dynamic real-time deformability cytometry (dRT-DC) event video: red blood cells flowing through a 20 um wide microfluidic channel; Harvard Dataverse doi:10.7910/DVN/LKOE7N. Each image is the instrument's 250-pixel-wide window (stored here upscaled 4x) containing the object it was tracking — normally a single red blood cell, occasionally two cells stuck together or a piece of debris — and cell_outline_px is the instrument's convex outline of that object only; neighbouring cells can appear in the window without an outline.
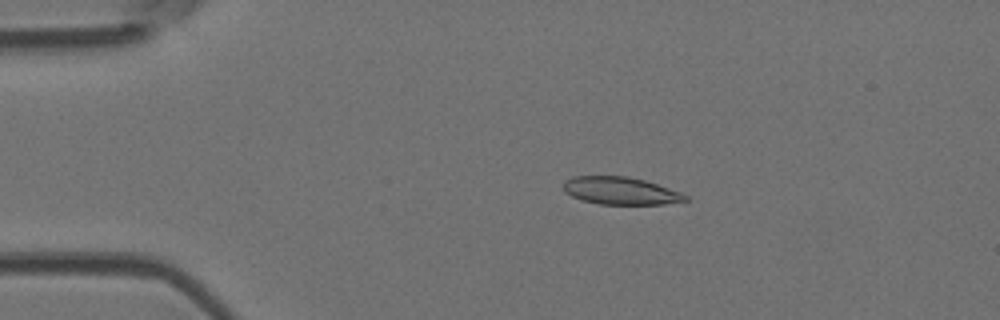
{"species": "Egyptian fruit bat (a non-hibernating species)", "species_latin": "Rousettus aegyptiacus", "temperature_condition": "room temperature", "stored_images_in_passage": 52, "camera_frame_rate_fps": 3000, "um_per_image_px": 0.085, "animal": {"sex": "female"}, "frame": {"image": 1, "passage_image": 10, "time_ms": 3.0, "image_size_px": [1000, 320], "cell_outline_px": [[688, 200], [664, 204], [600, 204], [584, 200], [572, 196], [564, 192], [564, 180], [572, 176], [628, 176], [644, 180], [680, 192], [688, 196]], "centroid_in_image_um": [52.72, 16.21], "position_along_channel_um": 32.3, "area_um2": 19.42}}
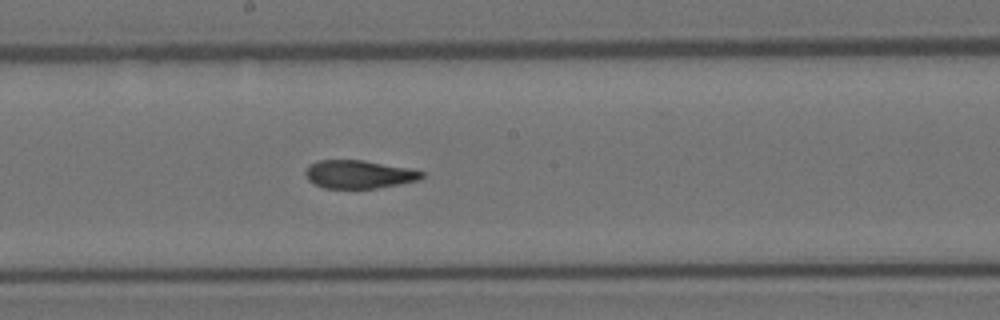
{"frame": {"image": 2, "passage_image": 28, "time_ms": 9.0, "image_size_px": [1000, 320], "cell_outline_px": [[424, 176], [420, 180], [376, 188], [324, 188], [308, 180], [304, 176], [304, 172], [308, 164], [316, 160], [364, 160], [408, 168], [424, 172]], "centroid_in_image_um": [30.46, 14.81], "position_along_channel_um": 217.7, "area_um2": 19.19}}
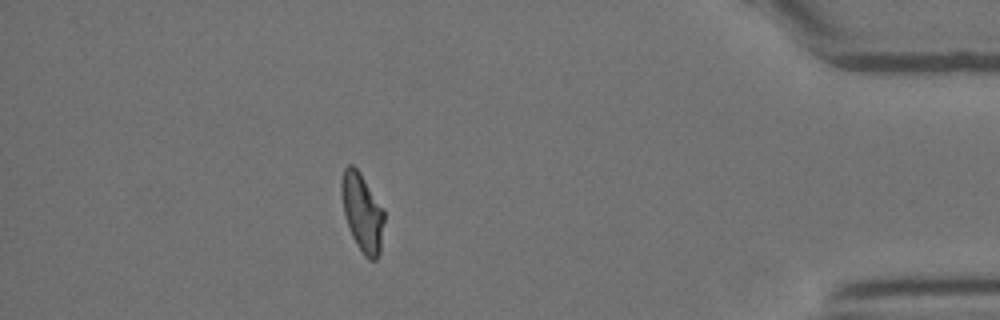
{"frame": {"image": 3, "passage_image": 46, "time_ms": 15.0, "image_size_px": [1000, 320], "cell_outline_px": [[384, 220], [380, 252], [376, 260], [368, 260], [364, 256], [356, 244], [352, 236], [344, 216], [340, 192], [340, 180], [344, 168], [348, 164], [352, 164], [360, 172], [384, 208]], "centroid_in_image_um": [30.78, 18.04], "position_along_channel_um": 404.4, "area_um2": 19.83}, "authors_computed_cell_mechanics": {"area_um2": 19.9988, "velocity_mm_per_s": 3.8851, "shape_relaxation_time_tau1_ms": 10.2749, "shape_relaxation_time_tau2_ms": 2.1972, "deformation_change_tau1": 0.2642, "deformation_change_tau2": 0.0908}}